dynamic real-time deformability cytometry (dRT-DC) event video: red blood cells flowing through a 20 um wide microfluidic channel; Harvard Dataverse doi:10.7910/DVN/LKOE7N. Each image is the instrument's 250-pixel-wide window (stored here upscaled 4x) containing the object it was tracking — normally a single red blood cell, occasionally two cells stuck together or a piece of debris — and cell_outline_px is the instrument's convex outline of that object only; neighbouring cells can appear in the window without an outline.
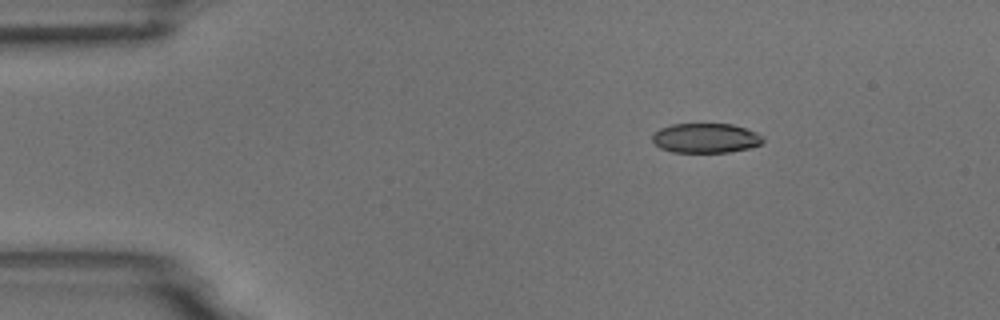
{"species": "common noctule bat (a hibernating species)", "species_latin": "Nyctalus noctula", "temperature_condition": "room temperature", "stored_images_in_passage": 3, "camera_frame_rate_fps": 3000, "um_per_image_px": 0.085, "animal": {"sex": "male", "body_mass_g": 18.8}, "frame": {"image": 1, "passage_image": 1, "time_ms": 0.0, "image_size_px": [1000, 320], "cell_outline_px": [[764, 140], [760, 144], [748, 148], [728, 152], [672, 152], [660, 148], [652, 140], [652, 132], [660, 128], [672, 124], [732, 124], [756, 132], [764, 136]], "centroid_in_image_um": [59.96, 11.73], "position_along_channel_um": 25.0, "area_um2": 19.13}}